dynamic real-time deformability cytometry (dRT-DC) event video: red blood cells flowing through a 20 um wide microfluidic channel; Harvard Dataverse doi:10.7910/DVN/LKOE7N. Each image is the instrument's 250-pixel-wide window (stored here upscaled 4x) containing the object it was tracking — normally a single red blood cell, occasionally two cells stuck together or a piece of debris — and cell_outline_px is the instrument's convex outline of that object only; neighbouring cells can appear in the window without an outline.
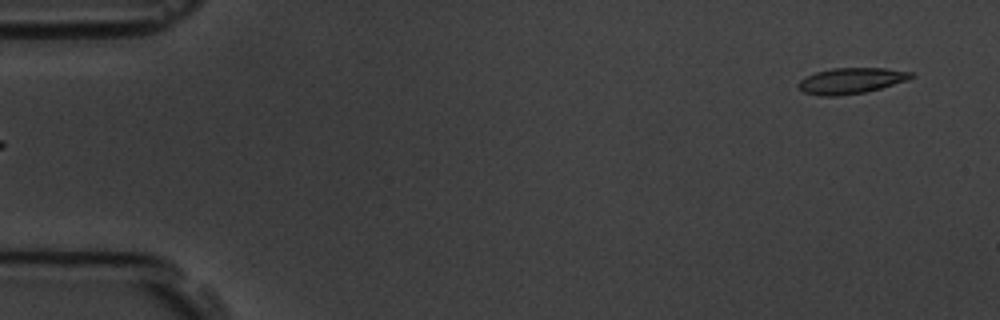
{"species": "common noctule bat (a hibernating species)", "species_latin": "Nyctalus noctula", "temperature_condition": "room temperature", "stored_images_in_passage": 3, "segment_of_instrument_passage": [2, 2], "camera_frame_rate_fps": 3000, "um_per_image_px": 0.085, "animal": {"sex": "male", "body_mass_g": 19.5, "forearm_length_mm": 54.6}, "frame": {"image": 1, "passage_image": 3, "time_ms": 2.333, "image_size_px": [1000, 320], "cell_outline_px": [[916, 76], [908, 80], [880, 88], [864, 92], [836, 96], [820, 96], [804, 92], [796, 84], [804, 76], [816, 72], [832, 68], [884, 68], [912, 72]], "centroid_in_image_um": [72.33, 6.85], "position_along_channel_um": 12.7, "area_um2": 16.99}}